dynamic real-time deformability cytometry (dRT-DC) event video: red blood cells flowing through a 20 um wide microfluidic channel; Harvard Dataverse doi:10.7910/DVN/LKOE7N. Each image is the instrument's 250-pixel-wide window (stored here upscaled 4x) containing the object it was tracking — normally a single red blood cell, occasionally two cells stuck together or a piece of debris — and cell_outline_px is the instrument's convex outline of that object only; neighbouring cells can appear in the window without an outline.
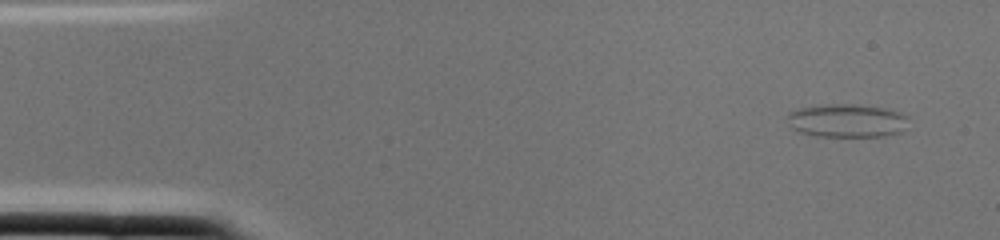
{"species": "common noctule bat (a hibernating species)", "species_latin": "Nyctalus noctula", "temperature_condition": "cold", "stored_images_in_passage": 2, "camera_frame_rate_fps": 3000, "um_per_image_px": 0.085, "animal": {"sex": "female", "body_mass_g": 22.0, "forearm_length_mm": 56.7}, "frame": {"image": 1, "passage_image": 1, "time_ms": 0.0, "image_size_px": [1000, 240], "cell_outline_px": [[908, 116], [900, 132], [884, 136], [816, 136], [800, 132], [792, 128], [788, 116], [788, 112], [800, 108], [816, 104], [852, 104], [884, 108], [900, 112]], "centroid_in_image_um": [71.95, 10.24], "position_along_channel_um": 13.0, "area_um2": 23.35}}
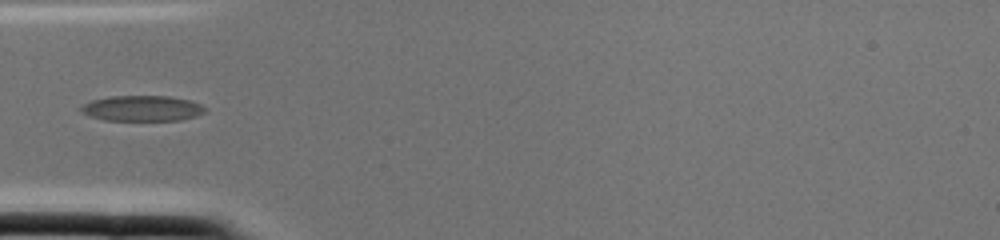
{"frame": {"image": 2, "passage_image": 2, "time_ms": 0.333, "image_size_px": [1000, 240], "cell_outline_px": [[208, 108], [204, 112], [196, 116], [180, 120], [104, 120], [88, 116], [80, 112], [80, 108], [84, 104], [92, 100], [108, 96], [168, 96], [188, 100], [200, 104]], "centroid_in_image_um": [12.06, 9.21], "position_along_channel_um": 72.9, "area_um2": 18.5}}